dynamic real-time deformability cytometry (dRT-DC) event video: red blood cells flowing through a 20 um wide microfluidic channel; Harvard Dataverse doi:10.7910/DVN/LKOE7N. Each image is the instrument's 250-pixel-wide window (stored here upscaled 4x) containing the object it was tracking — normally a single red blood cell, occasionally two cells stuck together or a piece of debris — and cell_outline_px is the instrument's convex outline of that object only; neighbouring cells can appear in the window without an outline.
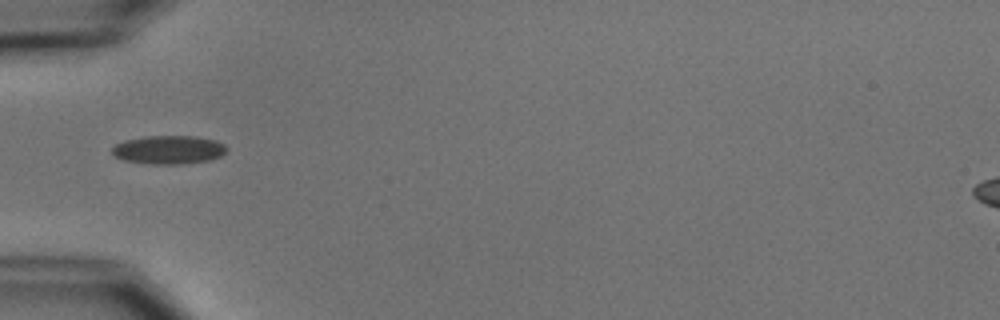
{"species": "common noctule bat (a hibernating species)", "species_latin": "Nyctalus noctula", "temperature_condition": "cold", "stored_images_in_passage": 30, "camera_frame_rate_fps": 3000, "um_per_image_px": 0.085, "animal": {"sex": "male", "body_mass_g": 15.6}, "frame": {"image": 1, "passage_image": 1, "time_ms": 0.0, "image_size_px": [1000, 320], "cell_outline_px": [[228, 148], [220, 156], [208, 160], [184, 164], [152, 164], [124, 160], [116, 156], [112, 152], [112, 148], [116, 144], [124, 140], [144, 136], [192, 136], [216, 140], [224, 144]], "centroid_in_image_um": [14.34, 12.72], "position_along_channel_um": 70.7, "area_um2": 18.96}}
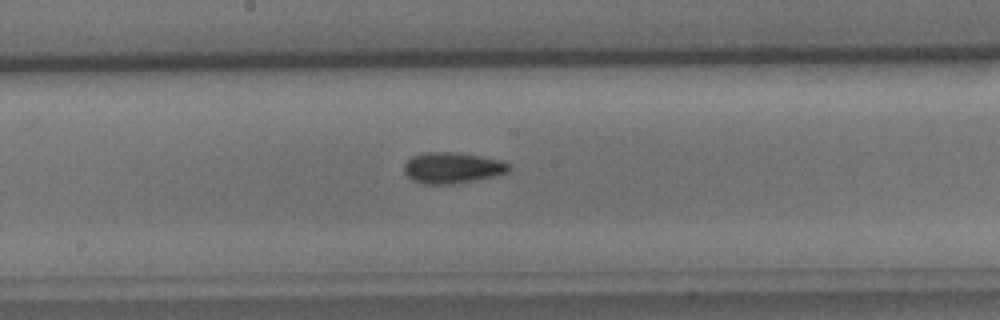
{"frame": {"image": 2, "passage_image": 12, "time_ms": 3.667, "image_size_px": [1000, 320], "cell_outline_px": [[508, 172], [476, 180], [456, 184], [420, 184], [412, 180], [404, 172], [404, 164], [412, 156], [424, 152], [456, 152], [480, 156], [500, 160], [508, 164]], "centroid_in_image_um": [38.39, 14.27], "position_along_channel_um": 209.8, "area_um2": 18.9}}
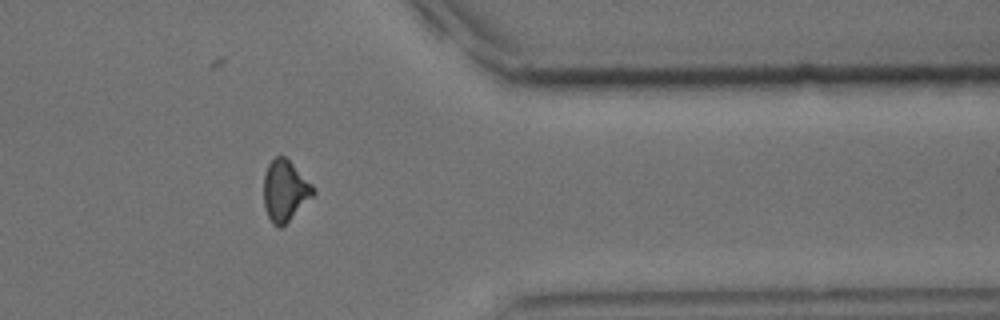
{"frame": {"image": 3, "passage_image": 27, "time_ms": 8.667, "image_size_px": [1000, 320], "cell_outline_px": [[316, 192], [280, 228], [272, 224], [264, 208], [264, 172], [268, 164], [276, 156], [284, 156], [316, 188]], "centroid_in_image_um": [24.2, 16.2], "position_along_channel_um": 387.2, "area_um2": 17.28}, "authors_computed_cell_mechanics": {"area_um2": 18.0047, "velocity_mm_per_s": 3.7794, "shape_relaxation_time_tau1_ms": 4.2577, "shape_relaxation_time_tau2_ms": 3.2061, "deformation_change_tau1": 0.1195, "deformation_change_tau2": 0.0992}}